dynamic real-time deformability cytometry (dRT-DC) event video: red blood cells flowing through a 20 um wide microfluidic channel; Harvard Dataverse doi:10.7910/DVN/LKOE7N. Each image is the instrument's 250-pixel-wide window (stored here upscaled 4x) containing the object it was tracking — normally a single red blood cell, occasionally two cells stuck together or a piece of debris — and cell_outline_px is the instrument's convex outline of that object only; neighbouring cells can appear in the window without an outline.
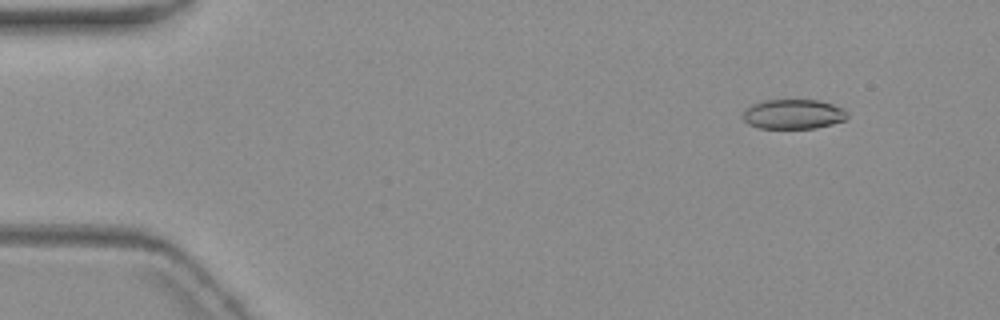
{"species": "common noctule bat (a hibernating species)", "species_latin": "Nyctalus noctula", "temperature_condition": "warm", "stored_images_in_passage": 6, "camera_frame_rate_fps": 3000, "um_per_image_px": 0.085, "animal": {"sex": "female", "body_mass_g": 19.3, "forearm_length_mm": 54.1}, "frame": {"image": 1, "passage_image": 2, "time_ms": 1.333, "image_size_px": [1000, 320], "cell_outline_px": [[848, 116], [844, 120], [832, 124], [816, 128], [760, 128], [748, 124], [744, 120], [744, 112], [752, 104], [764, 100], [820, 100], [844, 108], [848, 112]], "centroid_in_image_um": [67.47, 9.7], "position_along_channel_um": 17.5, "area_um2": 18.03}}
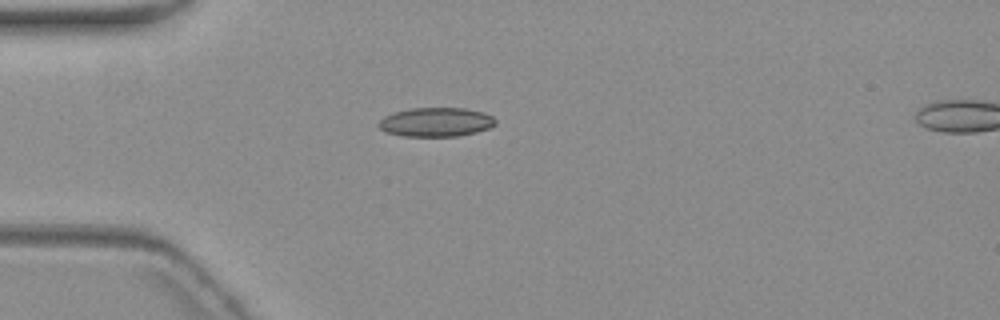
{"frame": {"image": 2, "passage_image": 5, "time_ms": 4.667, "image_size_px": [1000, 320], "cell_outline_px": [[496, 124], [488, 128], [476, 132], [460, 136], [404, 136], [384, 132], [376, 124], [384, 116], [396, 112], [412, 108], [464, 108], [484, 112], [492, 116], [496, 120]], "centroid_in_image_um": [37.06, 10.38], "position_along_channel_um": 47.9, "area_um2": 19.83}}